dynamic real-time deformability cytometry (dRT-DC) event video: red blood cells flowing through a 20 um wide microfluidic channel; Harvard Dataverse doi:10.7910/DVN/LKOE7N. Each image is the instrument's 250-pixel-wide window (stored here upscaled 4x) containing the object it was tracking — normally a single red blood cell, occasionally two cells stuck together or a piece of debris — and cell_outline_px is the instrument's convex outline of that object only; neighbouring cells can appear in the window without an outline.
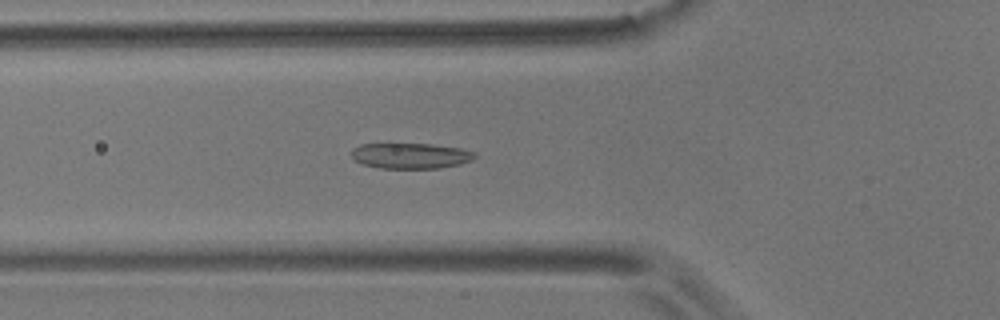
{"species": "common noctule bat (a hibernating species)", "species_latin": "Nyctalus noctula", "temperature_condition": "room temperature", "stored_images_in_passage": 56, "camera_frame_rate_fps": 3000, "um_per_image_px": 0.085, "animal": {"sex": "male", "body_mass_g": 17.9}, "frame": {"image": 1, "passage_image": 19, "time_ms": 6.0, "image_size_px": [1000, 320], "cell_outline_px": [[476, 156], [472, 160], [460, 164], [440, 168], [380, 168], [364, 164], [356, 160], [352, 156], [352, 148], [360, 144], [432, 144], [460, 148], [476, 152]], "centroid_in_image_um": [34.93, 13.23], "position_along_channel_um": 90.9, "area_um2": 18.32}}
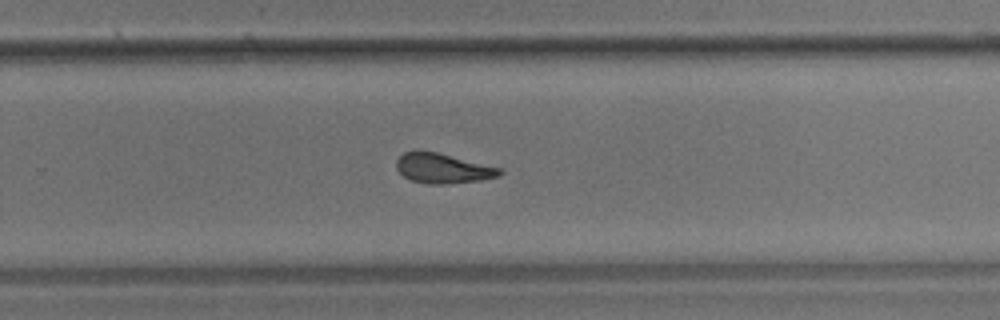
{"frame": {"image": 2, "passage_image": 36, "time_ms": 11.667, "image_size_px": [1000, 320], "cell_outline_px": [[504, 172], [500, 176], [480, 180], [444, 184], [428, 184], [412, 180], [404, 176], [396, 168], [396, 160], [404, 152], [436, 152], [500, 168]], "centroid_in_image_um": [37.65, 14.33], "position_along_channel_um": 292.2, "area_um2": 17.57}}
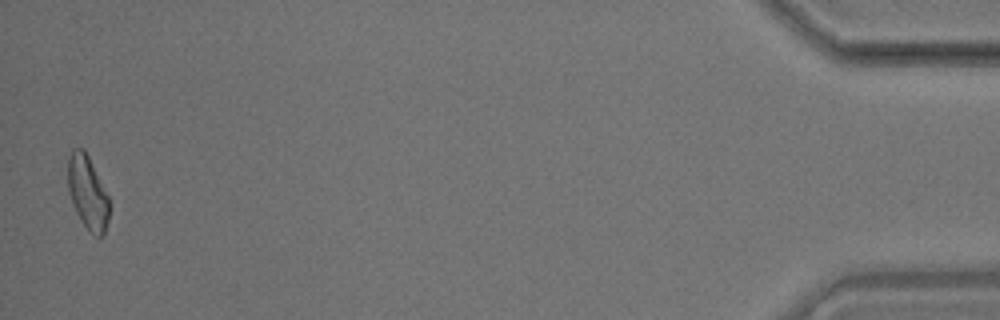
{"frame": {"image": 3, "passage_image": 55, "time_ms": 18.0, "image_size_px": [1000, 320], "cell_outline_px": [[108, 220], [104, 236], [96, 236], [80, 220], [76, 212], [68, 192], [68, 156], [72, 148], [84, 148], [108, 196]], "centroid_in_image_um": [7.42, 16.34], "position_along_channel_um": 427.8, "area_um2": 17.46}, "authors_computed_cell_mechanics": {"area_um2": 18.4671, "velocity_mm_per_s": 3.5456, "shape_relaxation_time_tau1_ms": 8.812, "shape_relaxation_time_tau2_ms": 1.6767, "deformation_change_tau1": 0.191, "deformation_change_tau2": 0.0854}}